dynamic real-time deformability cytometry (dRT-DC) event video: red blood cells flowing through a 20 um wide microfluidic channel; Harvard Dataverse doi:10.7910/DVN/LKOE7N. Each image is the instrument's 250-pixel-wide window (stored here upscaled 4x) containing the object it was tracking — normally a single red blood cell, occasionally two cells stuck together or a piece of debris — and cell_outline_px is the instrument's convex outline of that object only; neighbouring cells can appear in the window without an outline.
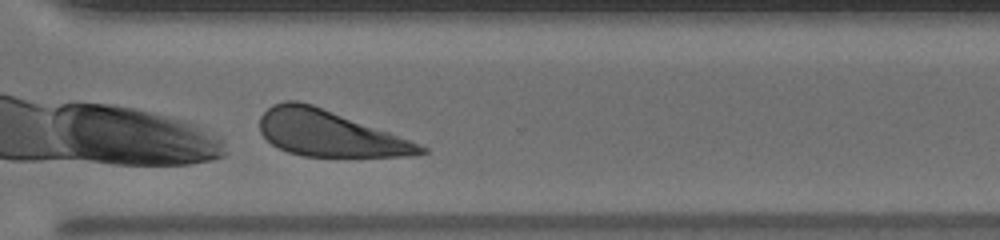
{"species": "human", "species_latin": "Homo sapiens", "temperature_condition": "warm", "stored_images_in_passage": 25, "camera_frame_rate_fps": 3000, "um_per_image_px": 0.085, "donor": {"sex": "male"}, "frame": {"image": 1, "passage_image": 22, "time_ms": 7.0, "image_size_px": [1000, 240], "cell_outline_px": [[428, 152], [416, 156], [304, 156], [288, 152], [272, 144], [260, 132], [260, 116], [272, 104], [284, 100], [296, 100], [312, 104], [408, 140], [428, 148]], "centroid_in_image_um": [27.94, 11.34], "position_along_channel_um": 342.7, "area_um2": 42.19}, "authors_computed_cell_mechanics": {"area_um2": 42.8298, "velocity_mm_per_s": 3.9352, "shape_relaxation_time_tau1_ms": 2.2385, "shape_relaxation_time_tau2_ms": null, "deformation_change_tau1": 0.1198, "deformation_change_tau2": null}}